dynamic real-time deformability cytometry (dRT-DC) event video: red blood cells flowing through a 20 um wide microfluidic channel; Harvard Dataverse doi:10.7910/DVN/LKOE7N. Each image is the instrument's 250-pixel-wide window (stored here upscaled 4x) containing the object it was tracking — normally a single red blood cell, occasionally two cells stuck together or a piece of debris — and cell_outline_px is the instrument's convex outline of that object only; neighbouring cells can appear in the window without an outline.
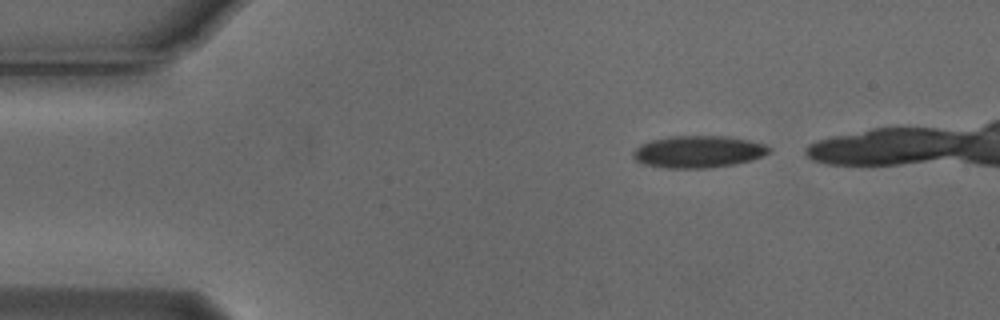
{"species": "Egyptian fruit bat (a non-hibernating species)", "species_latin": "Rousettus aegyptiacus", "temperature_condition": "cold", "stored_images_in_passage": 16, "camera_frame_rate_fps": 3000, "um_per_image_px": 0.085, "animal": {"sex": "male"}, "frame": {"image": 1, "passage_image": 1, "time_ms": 0.0, "image_size_px": [1000, 320], "cell_outline_px": [[772, 152], [764, 156], [752, 160], [736, 164], [712, 168], [664, 168], [644, 164], [636, 160], [632, 156], [632, 152], [640, 144], [652, 140], [668, 136], [728, 136], [748, 140], [764, 144], [772, 148]], "centroid_in_image_um": [59.38, 12.9], "position_along_channel_um": 25.6, "area_um2": 25.72}}
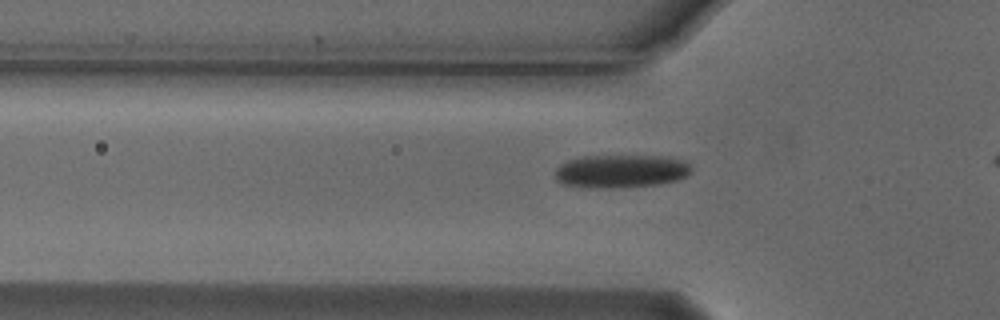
{"frame": {"image": 2, "passage_image": 10, "time_ms": 3.0, "image_size_px": [1000, 320], "cell_outline_px": [[692, 172], [676, 180], [660, 184], [612, 188], [588, 188], [560, 184], [556, 180], [556, 168], [560, 164], [568, 160], [584, 156], [672, 156], [684, 160], [692, 168]], "centroid_in_image_um": [52.77, 14.55], "position_along_channel_um": 73.0, "area_um2": 26.59}}
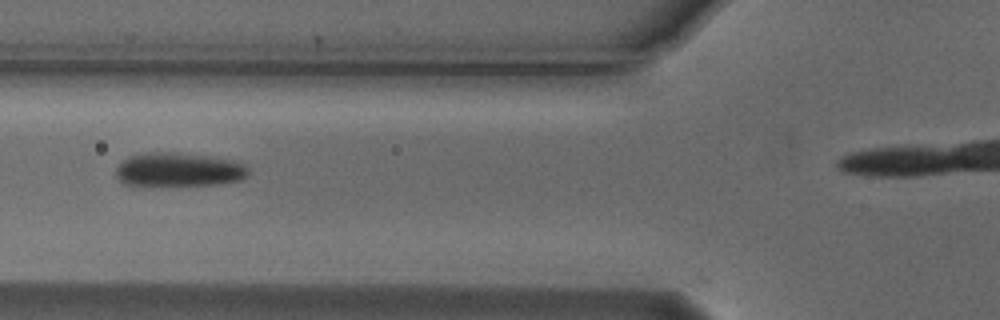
{"frame": {"image": 3, "passage_image": 13, "time_ms": 4.0, "image_size_px": [1000, 320], "cell_outline_px": [[248, 176], [240, 180], [216, 184], [124, 184], [116, 176], [116, 168], [124, 160], [132, 156], [152, 152], [176, 152], [208, 156], [228, 160], [244, 164], [248, 168]], "centroid_in_image_um": [15.21, 14.4], "position_along_channel_um": 110.6, "area_um2": 25.37}}